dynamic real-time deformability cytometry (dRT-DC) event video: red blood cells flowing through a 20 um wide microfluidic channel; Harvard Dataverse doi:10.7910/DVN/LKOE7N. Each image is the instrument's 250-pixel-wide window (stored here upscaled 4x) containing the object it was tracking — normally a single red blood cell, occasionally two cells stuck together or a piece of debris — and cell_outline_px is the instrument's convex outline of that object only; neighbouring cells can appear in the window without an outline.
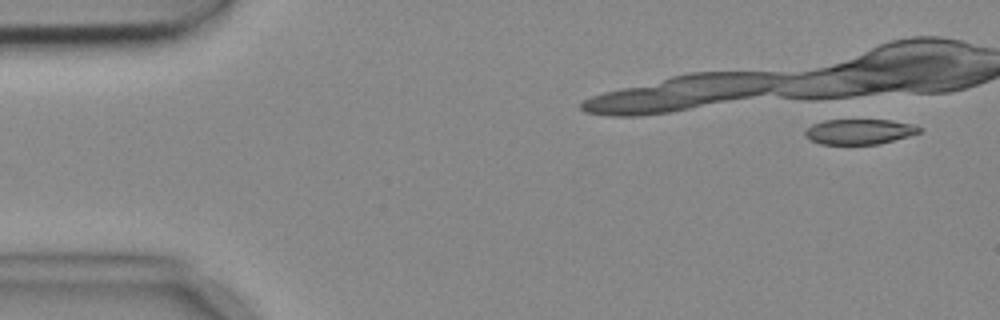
{"species": "common noctule bat (a hibernating species)", "species_latin": "Nyctalus noctula", "temperature_condition": "cold", "stored_images_in_passage": 5, "camera_frame_rate_fps": 3000, "um_per_image_px": 0.085, "animal": {"sex": "female", "body_mass_g": 18.4}, "frame": {"image": 1, "passage_image": 1, "time_ms": 0.0, "image_size_px": [1000, 320], "cell_outline_px": [[920, 132], [908, 136], [880, 144], [820, 144], [804, 136], [804, 132], [812, 124], [824, 120], [892, 120], [912, 124], [920, 128]], "centroid_in_image_um": [73.02, 11.19], "position_along_channel_um": 12.0, "area_um2": 16.7}}